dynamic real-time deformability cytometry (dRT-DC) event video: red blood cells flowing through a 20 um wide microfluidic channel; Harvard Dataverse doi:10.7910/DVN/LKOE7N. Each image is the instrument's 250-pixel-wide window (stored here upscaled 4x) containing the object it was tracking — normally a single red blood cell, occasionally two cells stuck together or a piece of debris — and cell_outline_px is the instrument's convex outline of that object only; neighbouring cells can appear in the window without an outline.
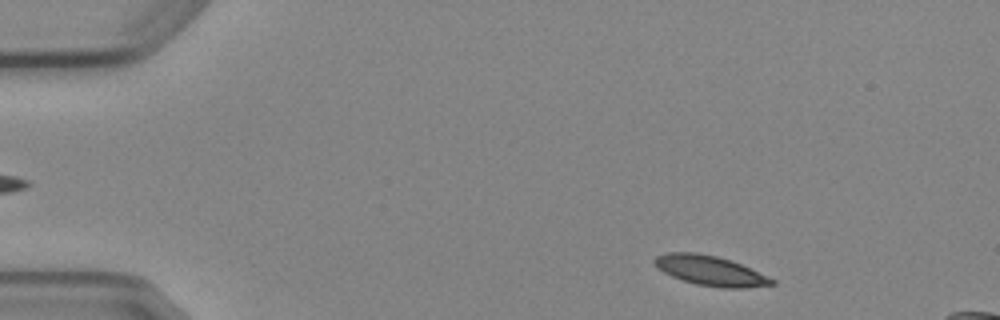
{"species": "Egyptian fruit bat (a non-hibernating species)", "species_latin": "Rousettus aegyptiacus", "temperature_condition": "cold", "stored_images_in_passage": 4, "segment_of_instrument_passage": [1, 2], "camera_frame_rate_fps": 3000, "um_per_image_px": 0.085, "animal": {"sex": "female"}, "frame": {"image": 1, "passage_image": 1, "time_ms": 0.0, "image_size_px": [1000, 320], "cell_outline_px": [[776, 284], [744, 288], [720, 288], [696, 284], [672, 276], [664, 272], [652, 260], [656, 256], [668, 252], [696, 252], [716, 256], [740, 264], [776, 280]], "centroid_in_image_um": [60.38, 23.01], "position_along_channel_um": 24.6, "area_um2": 20.11}}